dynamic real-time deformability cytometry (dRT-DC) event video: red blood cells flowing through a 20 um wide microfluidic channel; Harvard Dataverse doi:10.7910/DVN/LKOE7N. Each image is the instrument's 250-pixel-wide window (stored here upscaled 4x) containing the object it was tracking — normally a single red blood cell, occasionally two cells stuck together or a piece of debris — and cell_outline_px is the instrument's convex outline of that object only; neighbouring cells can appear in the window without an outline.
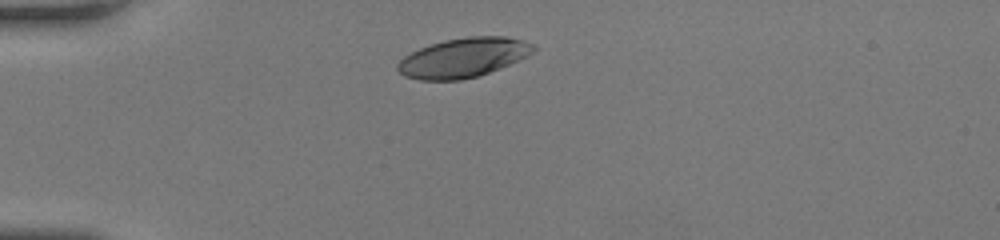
{"species": "human", "species_latin": "Homo sapiens", "temperature_condition": "room temperature", "stored_images_in_passage": 29, "camera_frame_rate_fps": 3000, "um_per_image_px": 0.085, "donor": {"sex": "female"}, "frame": {"image": 1, "passage_image": 1, "time_ms": 0.0, "image_size_px": [1000, 240], "cell_outline_px": [[536, 48], [528, 56], [520, 60], [488, 72], [476, 76], [460, 80], [420, 80], [404, 76], [396, 68], [396, 64], [404, 56], [420, 48], [444, 40], [468, 36], [504, 36], [524, 40], [532, 44]], "centroid_in_image_um": [39.38, 4.89], "position_along_channel_um": 45.6, "area_um2": 31.04}}
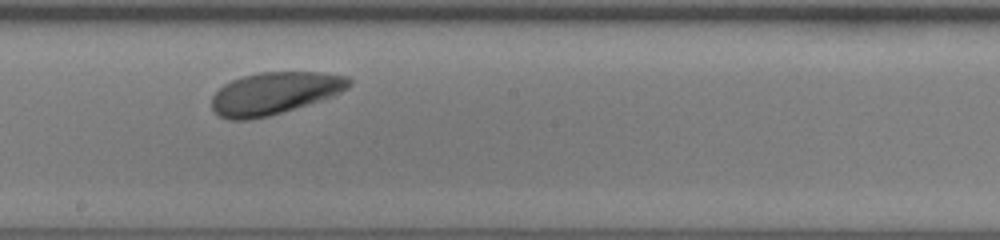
{"frame": {"image": 2, "passage_image": 17, "time_ms": 5.333, "image_size_px": [1000, 240], "cell_outline_px": [[352, 84], [348, 88], [332, 96], [308, 104], [268, 116], [248, 120], [228, 120], [212, 112], [212, 96], [224, 84], [232, 80], [244, 76], [260, 72], [320, 72], [348, 76], [352, 80]], "centroid_in_image_um": [23.33, 7.92], "position_along_channel_um": 224.9, "area_um2": 33.76}}
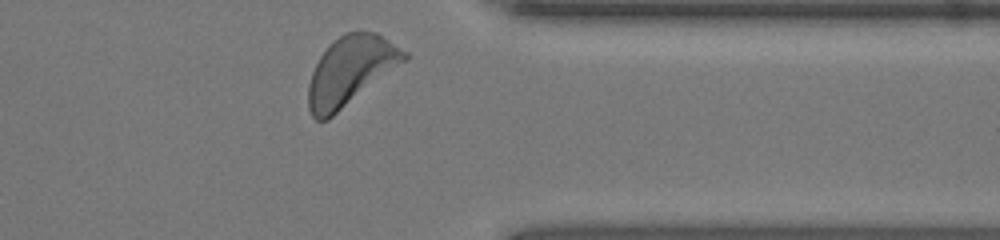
{"frame": {"image": 3, "passage_image": 29, "time_ms": 9.333, "image_size_px": [1000, 240], "cell_outline_px": [[408, 60], [328, 120], [316, 120], [312, 116], [308, 108], [308, 84], [312, 72], [320, 56], [328, 44], [340, 36], [348, 32], [376, 32], [408, 52]], "centroid_in_image_um": [29.8, 6.03], "position_along_channel_um": 381.6, "area_um2": 38.61}, "authors_computed_cell_mechanics": {"area_um2": 33.9864, "velocity_mm_per_s": 4.0226, "shape_relaxation_time_tau1_ms": 1.6803, "shape_relaxation_time_tau2_ms": null, "deformation_change_tau1": 0.0963, "deformation_change_tau2": null}}